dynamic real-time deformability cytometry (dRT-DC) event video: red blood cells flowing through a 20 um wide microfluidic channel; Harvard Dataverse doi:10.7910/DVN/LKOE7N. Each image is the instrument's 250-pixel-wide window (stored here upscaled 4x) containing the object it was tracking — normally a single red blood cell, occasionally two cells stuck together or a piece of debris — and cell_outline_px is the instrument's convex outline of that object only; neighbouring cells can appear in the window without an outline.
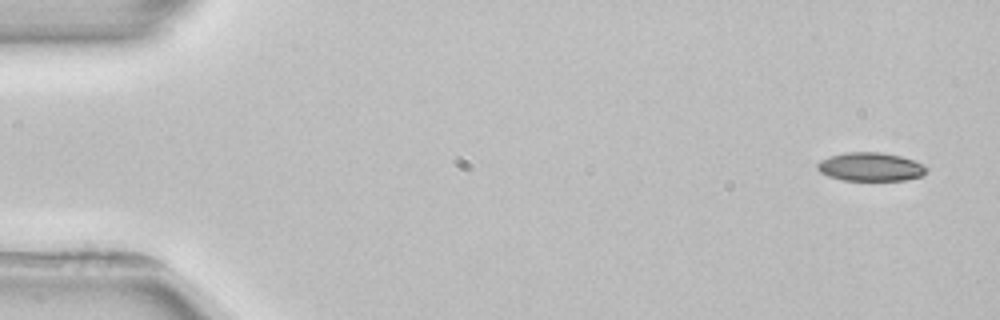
{"species": "common noctule bat (a hibernating species)", "species_latin": "Nyctalus noctula", "temperature_condition": "room temperature", "stored_images_in_passage": 3, "camera_frame_rate_fps": 3000, "um_per_image_px": 0.085, "animal": {"sex": "female", "body_mass_g": 22.7, "forearm_length_mm": 54.2}, "frame": {"image": 1, "passage_image": 1, "time_ms": 0.0, "image_size_px": [1000, 320], "cell_outline_px": [[928, 168], [920, 176], [908, 180], [844, 180], [828, 176], [820, 172], [816, 168], [816, 164], [820, 160], [828, 156], [844, 152], [880, 152], [900, 156], [924, 164]], "centroid_in_image_um": [73.95, 14.17], "position_along_channel_um": 11.0, "area_um2": 18.21}}
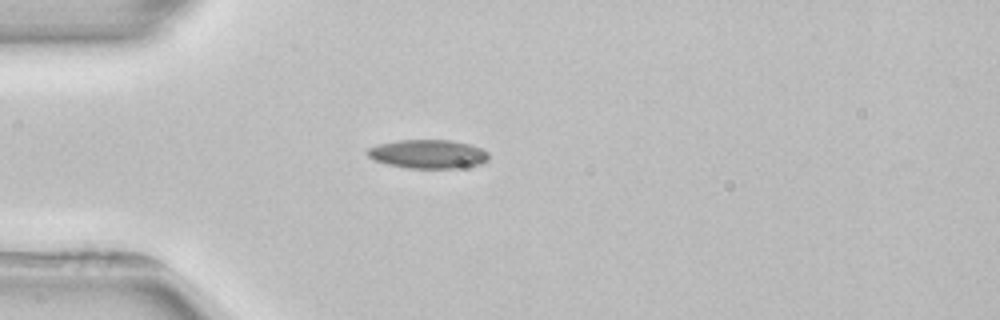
{"frame": {"image": 2, "passage_image": 3, "time_ms": 4.0, "image_size_px": [1000, 320], "cell_outline_px": [[488, 160], [480, 164], [456, 168], [408, 168], [388, 164], [376, 160], [368, 156], [364, 152], [368, 148], [380, 144], [396, 140], [452, 140], [468, 144], [480, 148], [488, 152]], "centroid_in_image_um": [36.37, 13.09], "position_along_channel_um": 48.6, "area_um2": 20.23}}